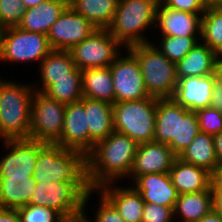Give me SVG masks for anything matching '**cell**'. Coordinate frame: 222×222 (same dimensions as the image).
<instances>
[{
	"label": "cell",
	"mask_w": 222,
	"mask_h": 222,
	"mask_svg": "<svg viewBox=\"0 0 222 222\" xmlns=\"http://www.w3.org/2000/svg\"><path fill=\"white\" fill-rule=\"evenodd\" d=\"M207 7L222 6V0H205Z\"/></svg>",
	"instance_id": "c3c4849f"
},
{
	"label": "cell",
	"mask_w": 222,
	"mask_h": 222,
	"mask_svg": "<svg viewBox=\"0 0 222 222\" xmlns=\"http://www.w3.org/2000/svg\"><path fill=\"white\" fill-rule=\"evenodd\" d=\"M80 101L84 104L85 113L87 114L90 152L96 143L108 137L114 131L113 104L85 97Z\"/></svg>",
	"instance_id": "7402d4cb"
},
{
	"label": "cell",
	"mask_w": 222,
	"mask_h": 222,
	"mask_svg": "<svg viewBox=\"0 0 222 222\" xmlns=\"http://www.w3.org/2000/svg\"><path fill=\"white\" fill-rule=\"evenodd\" d=\"M201 14L174 10L159 2L156 27L161 35L174 37H201ZM158 25V26H157Z\"/></svg>",
	"instance_id": "ac0fdd59"
},
{
	"label": "cell",
	"mask_w": 222,
	"mask_h": 222,
	"mask_svg": "<svg viewBox=\"0 0 222 222\" xmlns=\"http://www.w3.org/2000/svg\"><path fill=\"white\" fill-rule=\"evenodd\" d=\"M177 157L167 144L155 141L140 143L128 178L134 181L145 174L168 173Z\"/></svg>",
	"instance_id": "9a60e30c"
},
{
	"label": "cell",
	"mask_w": 222,
	"mask_h": 222,
	"mask_svg": "<svg viewBox=\"0 0 222 222\" xmlns=\"http://www.w3.org/2000/svg\"><path fill=\"white\" fill-rule=\"evenodd\" d=\"M141 222H174L173 208L145 202Z\"/></svg>",
	"instance_id": "8d00e7d4"
},
{
	"label": "cell",
	"mask_w": 222,
	"mask_h": 222,
	"mask_svg": "<svg viewBox=\"0 0 222 222\" xmlns=\"http://www.w3.org/2000/svg\"><path fill=\"white\" fill-rule=\"evenodd\" d=\"M214 210L222 216V179L216 174L211 179Z\"/></svg>",
	"instance_id": "ab89813d"
},
{
	"label": "cell",
	"mask_w": 222,
	"mask_h": 222,
	"mask_svg": "<svg viewBox=\"0 0 222 222\" xmlns=\"http://www.w3.org/2000/svg\"><path fill=\"white\" fill-rule=\"evenodd\" d=\"M5 31V27L0 25V57L2 53V44H3V34Z\"/></svg>",
	"instance_id": "681fc988"
},
{
	"label": "cell",
	"mask_w": 222,
	"mask_h": 222,
	"mask_svg": "<svg viewBox=\"0 0 222 222\" xmlns=\"http://www.w3.org/2000/svg\"><path fill=\"white\" fill-rule=\"evenodd\" d=\"M160 2L174 10L201 15H203L207 8L205 0H160Z\"/></svg>",
	"instance_id": "f35d334b"
},
{
	"label": "cell",
	"mask_w": 222,
	"mask_h": 222,
	"mask_svg": "<svg viewBox=\"0 0 222 222\" xmlns=\"http://www.w3.org/2000/svg\"><path fill=\"white\" fill-rule=\"evenodd\" d=\"M127 55H118L109 66L114 83L115 102L141 100L151 97L145 87L136 56L126 48Z\"/></svg>",
	"instance_id": "7c38bea8"
},
{
	"label": "cell",
	"mask_w": 222,
	"mask_h": 222,
	"mask_svg": "<svg viewBox=\"0 0 222 222\" xmlns=\"http://www.w3.org/2000/svg\"><path fill=\"white\" fill-rule=\"evenodd\" d=\"M119 0H71L68 5L98 29H107L114 18Z\"/></svg>",
	"instance_id": "f546056e"
},
{
	"label": "cell",
	"mask_w": 222,
	"mask_h": 222,
	"mask_svg": "<svg viewBox=\"0 0 222 222\" xmlns=\"http://www.w3.org/2000/svg\"><path fill=\"white\" fill-rule=\"evenodd\" d=\"M51 50L47 35L24 31L18 26L6 27L0 61L41 62Z\"/></svg>",
	"instance_id": "8fae6325"
},
{
	"label": "cell",
	"mask_w": 222,
	"mask_h": 222,
	"mask_svg": "<svg viewBox=\"0 0 222 222\" xmlns=\"http://www.w3.org/2000/svg\"><path fill=\"white\" fill-rule=\"evenodd\" d=\"M97 192V189H94L90 194L86 195L85 196V200H84V213L82 215H79L77 217H74L73 218V222H91L88 218L89 216H86V212H85V209L87 210V203H88V200H89V197L93 194Z\"/></svg>",
	"instance_id": "f6af8a7d"
},
{
	"label": "cell",
	"mask_w": 222,
	"mask_h": 222,
	"mask_svg": "<svg viewBox=\"0 0 222 222\" xmlns=\"http://www.w3.org/2000/svg\"><path fill=\"white\" fill-rule=\"evenodd\" d=\"M39 65L42 86L39 89L34 85L35 91L44 92L55 79L82 78V72L75 66L69 51L51 50Z\"/></svg>",
	"instance_id": "44dd1931"
},
{
	"label": "cell",
	"mask_w": 222,
	"mask_h": 222,
	"mask_svg": "<svg viewBox=\"0 0 222 222\" xmlns=\"http://www.w3.org/2000/svg\"><path fill=\"white\" fill-rule=\"evenodd\" d=\"M184 162L206 169L216 175L219 169L214 138L206 133H198L193 142L178 156Z\"/></svg>",
	"instance_id": "4316f807"
},
{
	"label": "cell",
	"mask_w": 222,
	"mask_h": 222,
	"mask_svg": "<svg viewBox=\"0 0 222 222\" xmlns=\"http://www.w3.org/2000/svg\"><path fill=\"white\" fill-rule=\"evenodd\" d=\"M35 187L32 175L0 177V207L18 209L27 205Z\"/></svg>",
	"instance_id": "484cf974"
},
{
	"label": "cell",
	"mask_w": 222,
	"mask_h": 222,
	"mask_svg": "<svg viewBox=\"0 0 222 222\" xmlns=\"http://www.w3.org/2000/svg\"><path fill=\"white\" fill-rule=\"evenodd\" d=\"M127 49L137 58L148 94L158 99L172 98L178 82L176 63L152 42L135 44Z\"/></svg>",
	"instance_id": "8992f818"
},
{
	"label": "cell",
	"mask_w": 222,
	"mask_h": 222,
	"mask_svg": "<svg viewBox=\"0 0 222 222\" xmlns=\"http://www.w3.org/2000/svg\"><path fill=\"white\" fill-rule=\"evenodd\" d=\"M43 93L64 104L80 101L83 98L82 78L55 79Z\"/></svg>",
	"instance_id": "1f68e13d"
},
{
	"label": "cell",
	"mask_w": 222,
	"mask_h": 222,
	"mask_svg": "<svg viewBox=\"0 0 222 222\" xmlns=\"http://www.w3.org/2000/svg\"><path fill=\"white\" fill-rule=\"evenodd\" d=\"M159 2L160 0H119L108 31L124 48L150 43L143 32L153 24L156 26Z\"/></svg>",
	"instance_id": "5b68a950"
},
{
	"label": "cell",
	"mask_w": 222,
	"mask_h": 222,
	"mask_svg": "<svg viewBox=\"0 0 222 222\" xmlns=\"http://www.w3.org/2000/svg\"><path fill=\"white\" fill-rule=\"evenodd\" d=\"M98 193H100L99 207L95 213L94 221L90 218L89 220L91 222H125L115 206L101 192L98 191Z\"/></svg>",
	"instance_id": "74e56055"
},
{
	"label": "cell",
	"mask_w": 222,
	"mask_h": 222,
	"mask_svg": "<svg viewBox=\"0 0 222 222\" xmlns=\"http://www.w3.org/2000/svg\"><path fill=\"white\" fill-rule=\"evenodd\" d=\"M214 138V146H215V151H216V156L218 159V164L219 166L222 165V131L215 136Z\"/></svg>",
	"instance_id": "7bdbcfd3"
},
{
	"label": "cell",
	"mask_w": 222,
	"mask_h": 222,
	"mask_svg": "<svg viewBox=\"0 0 222 222\" xmlns=\"http://www.w3.org/2000/svg\"><path fill=\"white\" fill-rule=\"evenodd\" d=\"M138 145L129 136L115 131L96 143L88 153L91 186L98 189L104 184L128 177Z\"/></svg>",
	"instance_id": "6da1fadb"
},
{
	"label": "cell",
	"mask_w": 222,
	"mask_h": 222,
	"mask_svg": "<svg viewBox=\"0 0 222 222\" xmlns=\"http://www.w3.org/2000/svg\"><path fill=\"white\" fill-rule=\"evenodd\" d=\"M67 6L65 0H49L26 9L18 27L24 31L47 35L52 24Z\"/></svg>",
	"instance_id": "cb8c5ba5"
},
{
	"label": "cell",
	"mask_w": 222,
	"mask_h": 222,
	"mask_svg": "<svg viewBox=\"0 0 222 222\" xmlns=\"http://www.w3.org/2000/svg\"><path fill=\"white\" fill-rule=\"evenodd\" d=\"M36 183L70 182L85 196L94 188L88 175V154L47 144L38 154L32 175Z\"/></svg>",
	"instance_id": "7a4b0ae2"
},
{
	"label": "cell",
	"mask_w": 222,
	"mask_h": 222,
	"mask_svg": "<svg viewBox=\"0 0 222 222\" xmlns=\"http://www.w3.org/2000/svg\"><path fill=\"white\" fill-rule=\"evenodd\" d=\"M66 104L34 91L31 106L30 139L55 144L63 130Z\"/></svg>",
	"instance_id": "ba28073f"
},
{
	"label": "cell",
	"mask_w": 222,
	"mask_h": 222,
	"mask_svg": "<svg viewBox=\"0 0 222 222\" xmlns=\"http://www.w3.org/2000/svg\"><path fill=\"white\" fill-rule=\"evenodd\" d=\"M158 50L173 63H178L199 42L198 37H174L161 35Z\"/></svg>",
	"instance_id": "d6a6232c"
},
{
	"label": "cell",
	"mask_w": 222,
	"mask_h": 222,
	"mask_svg": "<svg viewBox=\"0 0 222 222\" xmlns=\"http://www.w3.org/2000/svg\"><path fill=\"white\" fill-rule=\"evenodd\" d=\"M81 72L83 97L115 103L114 83L109 67L90 68Z\"/></svg>",
	"instance_id": "83f0119b"
},
{
	"label": "cell",
	"mask_w": 222,
	"mask_h": 222,
	"mask_svg": "<svg viewBox=\"0 0 222 222\" xmlns=\"http://www.w3.org/2000/svg\"><path fill=\"white\" fill-rule=\"evenodd\" d=\"M21 222H67L55 209L27 204L17 209Z\"/></svg>",
	"instance_id": "836d02e7"
},
{
	"label": "cell",
	"mask_w": 222,
	"mask_h": 222,
	"mask_svg": "<svg viewBox=\"0 0 222 222\" xmlns=\"http://www.w3.org/2000/svg\"><path fill=\"white\" fill-rule=\"evenodd\" d=\"M133 183L144 202L174 208L179 194L169 172L138 176Z\"/></svg>",
	"instance_id": "d6986e66"
},
{
	"label": "cell",
	"mask_w": 222,
	"mask_h": 222,
	"mask_svg": "<svg viewBox=\"0 0 222 222\" xmlns=\"http://www.w3.org/2000/svg\"><path fill=\"white\" fill-rule=\"evenodd\" d=\"M96 29L98 28L68 5L50 27L47 37L52 50L69 51Z\"/></svg>",
	"instance_id": "4fadbf2b"
},
{
	"label": "cell",
	"mask_w": 222,
	"mask_h": 222,
	"mask_svg": "<svg viewBox=\"0 0 222 222\" xmlns=\"http://www.w3.org/2000/svg\"><path fill=\"white\" fill-rule=\"evenodd\" d=\"M0 222H21L17 209L0 207Z\"/></svg>",
	"instance_id": "b9f144b4"
},
{
	"label": "cell",
	"mask_w": 222,
	"mask_h": 222,
	"mask_svg": "<svg viewBox=\"0 0 222 222\" xmlns=\"http://www.w3.org/2000/svg\"><path fill=\"white\" fill-rule=\"evenodd\" d=\"M26 9L33 8L39 4L49 1V0H21Z\"/></svg>",
	"instance_id": "7dc6e473"
},
{
	"label": "cell",
	"mask_w": 222,
	"mask_h": 222,
	"mask_svg": "<svg viewBox=\"0 0 222 222\" xmlns=\"http://www.w3.org/2000/svg\"><path fill=\"white\" fill-rule=\"evenodd\" d=\"M215 83V74L178 78L172 99L189 111L209 107Z\"/></svg>",
	"instance_id": "e0dca14e"
},
{
	"label": "cell",
	"mask_w": 222,
	"mask_h": 222,
	"mask_svg": "<svg viewBox=\"0 0 222 222\" xmlns=\"http://www.w3.org/2000/svg\"><path fill=\"white\" fill-rule=\"evenodd\" d=\"M214 209L213 193L208 190L179 194L173 208L174 217L180 216L181 222H197Z\"/></svg>",
	"instance_id": "f1b7e54d"
},
{
	"label": "cell",
	"mask_w": 222,
	"mask_h": 222,
	"mask_svg": "<svg viewBox=\"0 0 222 222\" xmlns=\"http://www.w3.org/2000/svg\"><path fill=\"white\" fill-rule=\"evenodd\" d=\"M169 174L178 194L208 190L213 176L206 169L184 162L178 157Z\"/></svg>",
	"instance_id": "603a6c76"
},
{
	"label": "cell",
	"mask_w": 222,
	"mask_h": 222,
	"mask_svg": "<svg viewBox=\"0 0 222 222\" xmlns=\"http://www.w3.org/2000/svg\"><path fill=\"white\" fill-rule=\"evenodd\" d=\"M33 84L0 78V139H30Z\"/></svg>",
	"instance_id": "277c9868"
},
{
	"label": "cell",
	"mask_w": 222,
	"mask_h": 222,
	"mask_svg": "<svg viewBox=\"0 0 222 222\" xmlns=\"http://www.w3.org/2000/svg\"><path fill=\"white\" fill-rule=\"evenodd\" d=\"M216 53L199 41L177 64V77L207 76L215 73Z\"/></svg>",
	"instance_id": "d4e9b609"
},
{
	"label": "cell",
	"mask_w": 222,
	"mask_h": 222,
	"mask_svg": "<svg viewBox=\"0 0 222 222\" xmlns=\"http://www.w3.org/2000/svg\"><path fill=\"white\" fill-rule=\"evenodd\" d=\"M197 222H222V216L213 209Z\"/></svg>",
	"instance_id": "ee69618b"
},
{
	"label": "cell",
	"mask_w": 222,
	"mask_h": 222,
	"mask_svg": "<svg viewBox=\"0 0 222 222\" xmlns=\"http://www.w3.org/2000/svg\"><path fill=\"white\" fill-rule=\"evenodd\" d=\"M156 97L115 102L113 104L114 131L129 136L138 144L154 141Z\"/></svg>",
	"instance_id": "52a82bcc"
},
{
	"label": "cell",
	"mask_w": 222,
	"mask_h": 222,
	"mask_svg": "<svg viewBox=\"0 0 222 222\" xmlns=\"http://www.w3.org/2000/svg\"><path fill=\"white\" fill-rule=\"evenodd\" d=\"M200 133L196 113L172 98L157 100L154 141L167 144L179 156Z\"/></svg>",
	"instance_id": "3957f363"
},
{
	"label": "cell",
	"mask_w": 222,
	"mask_h": 222,
	"mask_svg": "<svg viewBox=\"0 0 222 222\" xmlns=\"http://www.w3.org/2000/svg\"><path fill=\"white\" fill-rule=\"evenodd\" d=\"M85 195L70 182L36 183L28 204L55 209L67 221L84 213Z\"/></svg>",
	"instance_id": "30bf717a"
},
{
	"label": "cell",
	"mask_w": 222,
	"mask_h": 222,
	"mask_svg": "<svg viewBox=\"0 0 222 222\" xmlns=\"http://www.w3.org/2000/svg\"><path fill=\"white\" fill-rule=\"evenodd\" d=\"M200 39L216 54L222 53V6L206 8L202 15Z\"/></svg>",
	"instance_id": "4dcf8cb0"
},
{
	"label": "cell",
	"mask_w": 222,
	"mask_h": 222,
	"mask_svg": "<svg viewBox=\"0 0 222 222\" xmlns=\"http://www.w3.org/2000/svg\"><path fill=\"white\" fill-rule=\"evenodd\" d=\"M199 130L212 136L222 131V113L213 107L201 108L195 111Z\"/></svg>",
	"instance_id": "e575fe53"
},
{
	"label": "cell",
	"mask_w": 222,
	"mask_h": 222,
	"mask_svg": "<svg viewBox=\"0 0 222 222\" xmlns=\"http://www.w3.org/2000/svg\"><path fill=\"white\" fill-rule=\"evenodd\" d=\"M55 145L86 154L89 153L87 114L81 101L66 104L63 130Z\"/></svg>",
	"instance_id": "2e32d148"
},
{
	"label": "cell",
	"mask_w": 222,
	"mask_h": 222,
	"mask_svg": "<svg viewBox=\"0 0 222 222\" xmlns=\"http://www.w3.org/2000/svg\"><path fill=\"white\" fill-rule=\"evenodd\" d=\"M217 175L222 179V165L219 166V169H218Z\"/></svg>",
	"instance_id": "f907efd6"
},
{
	"label": "cell",
	"mask_w": 222,
	"mask_h": 222,
	"mask_svg": "<svg viewBox=\"0 0 222 222\" xmlns=\"http://www.w3.org/2000/svg\"><path fill=\"white\" fill-rule=\"evenodd\" d=\"M210 107L216 108L222 113V80L216 74Z\"/></svg>",
	"instance_id": "60d3db41"
},
{
	"label": "cell",
	"mask_w": 222,
	"mask_h": 222,
	"mask_svg": "<svg viewBox=\"0 0 222 222\" xmlns=\"http://www.w3.org/2000/svg\"><path fill=\"white\" fill-rule=\"evenodd\" d=\"M215 73L222 80V53L216 55Z\"/></svg>",
	"instance_id": "bcb514c9"
},
{
	"label": "cell",
	"mask_w": 222,
	"mask_h": 222,
	"mask_svg": "<svg viewBox=\"0 0 222 222\" xmlns=\"http://www.w3.org/2000/svg\"><path fill=\"white\" fill-rule=\"evenodd\" d=\"M7 155L0 159V177L33 175L39 152L47 145L32 139L3 141Z\"/></svg>",
	"instance_id": "5bb4252c"
},
{
	"label": "cell",
	"mask_w": 222,
	"mask_h": 222,
	"mask_svg": "<svg viewBox=\"0 0 222 222\" xmlns=\"http://www.w3.org/2000/svg\"><path fill=\"white\" fill-rule=\"evenodd\" d=\"M97 191L115 206L125 222H141L145 202L134 186L117 187L110 182L100 186Z\"/></svg>",
	"instance_id": "ffe728a7"
},
{
	"label": "cell",
	"mask_w": 222,
	"mask_h": 222,
	"mask_svg": "<svg viewBox=\"0 0 222 222\" xmlns=\"http://www.w3.org/2000/svg\"><path fill=\"white\" fill-rule=\"evenodd\" d=\"M25 10L21 0H0V25L5 28L18 26Z\"/></svg>",
	"instance_id": "d590c367"
},
{
	"label": "cell",
	"mask_w": 222,
	"mask_h": 222,
	"mask_svg": "<svg viewBox=\"0 0 222 222\" xmlns=\"http://www.w3.org/2000/svg\"><path fill=\"white\" fill-rule=\"evenodd\" d=\"M124 47L108 29H96L70 50L75 66L80 70L109 67Z\"/></svg>",
	"instance_id": "9c48e42d"
}]
</instances>
